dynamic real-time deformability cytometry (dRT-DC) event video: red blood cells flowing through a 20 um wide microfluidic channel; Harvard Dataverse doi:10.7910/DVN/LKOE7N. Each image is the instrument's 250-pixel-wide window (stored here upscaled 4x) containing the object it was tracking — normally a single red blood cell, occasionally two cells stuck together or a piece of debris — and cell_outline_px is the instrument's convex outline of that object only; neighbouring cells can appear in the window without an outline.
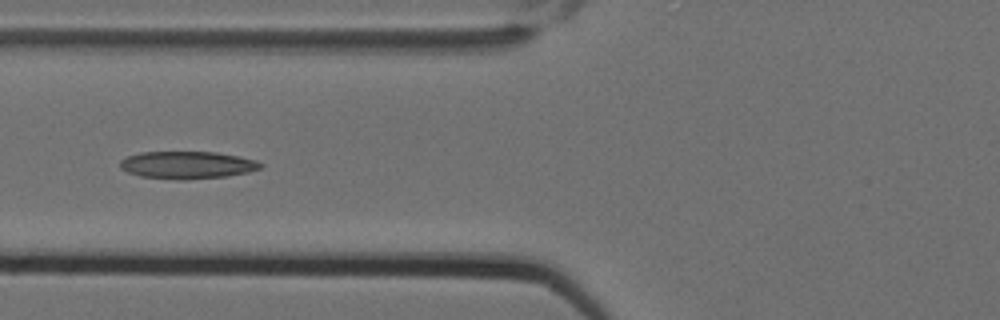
{"species": "Egyptian fruit bat (a non-hibernating species)", "species_latin": "Rousettus aegyptiacus", "temperature_condition": "cold", "stored_images_in_passage": 10, "camera_frame_rate_fps": 3000, "um_per_image_px": 0.085, "animal": {"sex": "female"}, "frame": {"image": 1, "passage_image": 5, "time_ms": 1.333, "image_size_px": [1000, 320], "cell_outline_px": [[264, 164], [260, 168], [248, 172], [228, 176], [184, 180], [180, 180], [140, 176], [128, 172], [120, 168], [120, 160], [128, 156], [140, 152], [216, 152], [240, 156], [256, 160]], "centroid_in_image_um": [15.93, 14.02], "position_along_channel_um": 109.9, "area_um2": 22.54}}
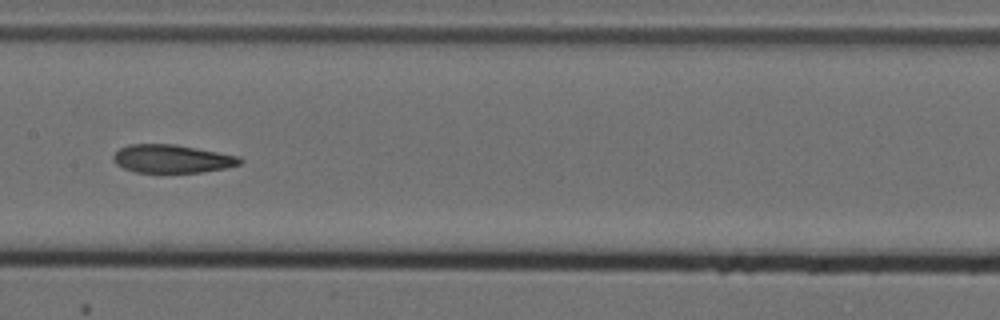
{"frame": {"image": 2, "passage_image": 7, "time_ms": 2.0, "image_size_px": [1000, 320], "cell_outline_px": [[244, 160], [240, 164], [224, 168], [200, 172], [136, 172], [124, 168], [116, 164], [112, 160], [112, 156], [120, 148], [128, 144], [176, 144], [240, 156]], "centroid_in_image_um": [14.62, 13.48], "position_along_channel_um": 192.8, "area_um2": 20.81}}
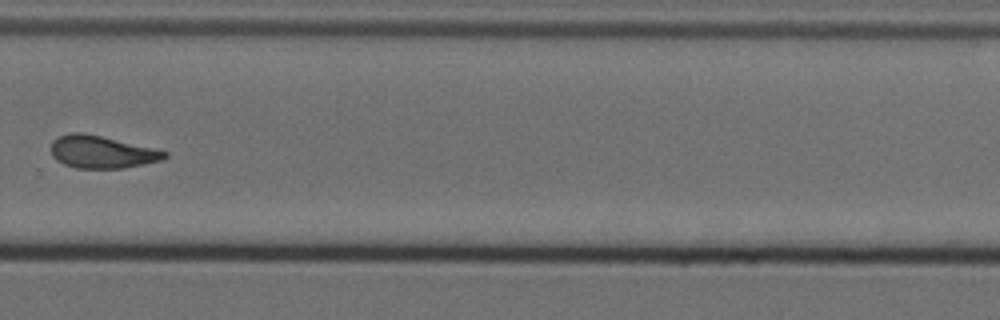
{"frame": {"image": 3, "passage_image": 10, "time_ms": 3.0, "image_size_px": [1000, 320], "cell_outline_px": [[168, 156], [160, 160], [144, 164], [124, 168], [76, 168], [64, 164], [56, 160], [52, 156], [52, 140], [60, 136], [72, 132], [80, 132], [100, 136], [156, 148], [168, 152]], "centroid_in_image_um": [8.66, 12.92], "position_along_channel_um": 321.1, "area_um2": 21.39}}